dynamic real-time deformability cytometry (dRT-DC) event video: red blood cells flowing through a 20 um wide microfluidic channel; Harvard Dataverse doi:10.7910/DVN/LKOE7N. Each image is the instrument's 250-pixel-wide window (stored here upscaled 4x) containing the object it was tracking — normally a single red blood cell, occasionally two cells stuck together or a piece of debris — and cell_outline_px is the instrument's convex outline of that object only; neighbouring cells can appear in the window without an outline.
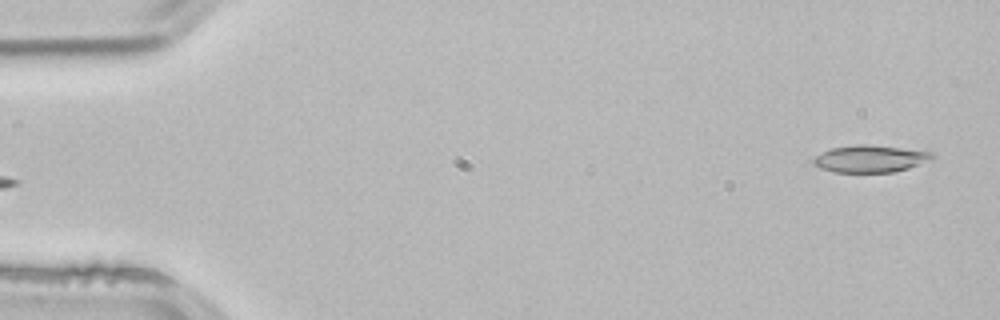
{"species": "common noctule bat (a hibernating species)", "species_latin": "Nyctalus noctula", "temperature_condition": "room temperature", "stored_images_in_passage": 3, "camera_frame_rate_fps": 3000, "um_per_image_px": 0.085, "animal": {"sex": "male", "body_mass_g": 21.5, "forearm_length_mm": 52.0}, "frame": {"image": 1, "passage_image": 3, "time_ms": 0.667, "image_size_px": [1000, 320], "cell_outline_px": [[936, 156], [932, 160], [908, 168], [892, 172], [832, 172], [820, 168], [812, 164], [812, 160], [816, 156], [832, 148], [856, 144], [864, 144], [900, 148], [932, 152]], "centroid_in_image_um": [73.97, 13.5], "position_along_channel_um": 11.0, "area_um2": 18.67}}